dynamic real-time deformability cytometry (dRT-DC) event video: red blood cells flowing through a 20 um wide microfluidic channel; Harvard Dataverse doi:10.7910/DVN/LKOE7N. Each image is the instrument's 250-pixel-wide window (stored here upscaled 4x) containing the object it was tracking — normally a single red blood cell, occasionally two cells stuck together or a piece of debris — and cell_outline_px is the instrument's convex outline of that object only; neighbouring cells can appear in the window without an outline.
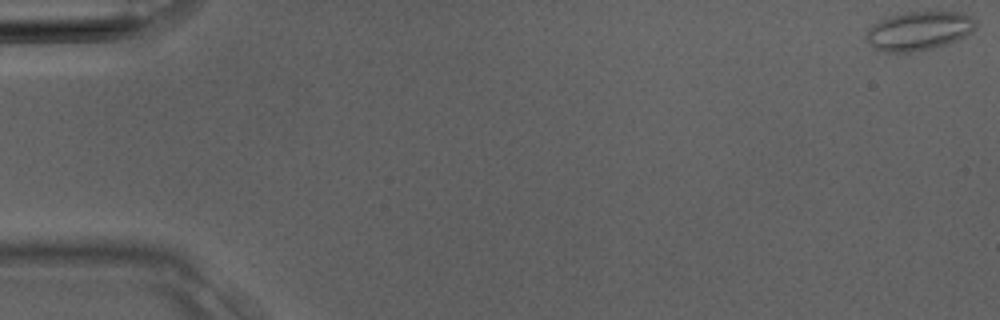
{"species": "Egyptian fruit bat (a non-hibernating species)", "species_latin": "Rousettus aegyptiacus", "temperature_condition": "room temperature", "stored_images_in_passage": 37, "camera_frame_rate_fps": 3000, "um_per_image_px": 0.085, "animal": {"sex": "male"}, "frame": {"image": 1, "passage_image": 1, "time_ms": 0.0, "image_size_px": [1000, 320], "cell_outline_px": [[976, 28], [972, 32], [948, 44], [912, 52], [884, 52], [868, 44], [864, 40], [864, 32], [872, 24], [880, 20], [904, 12], [964, 12], [972, 16], [976, 20]], "centroid_in_image_um": [78.08, 2.62], "position_along_channel_um": 6.9, "area_um2": 25.03}}
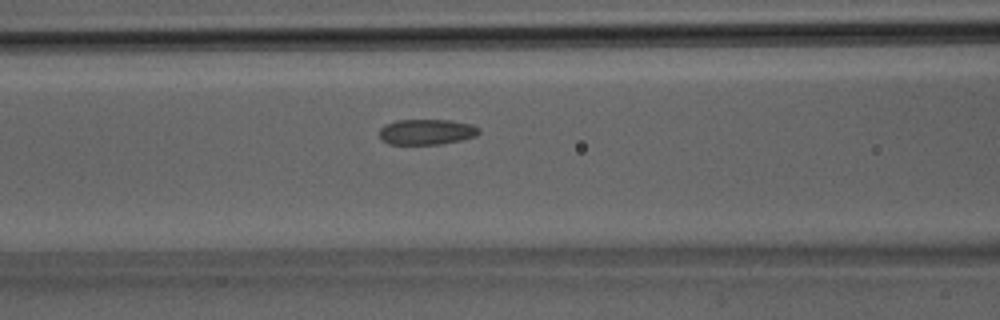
{"frame": {"image": 2, "passage_image": 16, "time_ms": 5.0, "image_size_px": [1000, 320], "cell_outline_px": [[480, 132], [476, 136], [460, 140], [440, 144], [388, 144], [380, 140], [380, 128], [384, 124], [396, 120], [448, 120], [472, 124], [480, 128]], "centroid_in_image_um": [36.24, 11.21], "position_along_channel_um": 130.4, "area_um2": 14.91}}
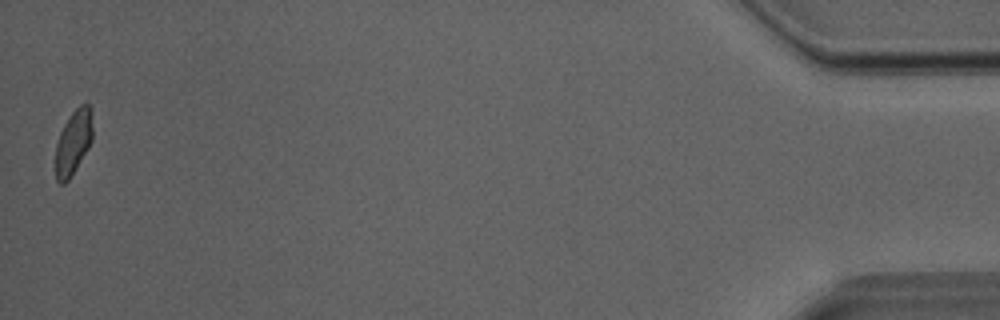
{"frame": {"image": 3, "passage_image": 37, "time_ms": 12.0, "image_size_px": [1000, 320], "cell_outline_px": [[92, 140], [88, 148], [68, 180], [64, 184], [60, 184], [56, 180], [56, 144], [60, 132], [64, 124], [72, 112], [80, 104], [88, 104], [92, 108]], "centroid_in_image_um": [6.24, 12.06], "position_along_channel_um": 429.0, "area_um2": 13.87}}